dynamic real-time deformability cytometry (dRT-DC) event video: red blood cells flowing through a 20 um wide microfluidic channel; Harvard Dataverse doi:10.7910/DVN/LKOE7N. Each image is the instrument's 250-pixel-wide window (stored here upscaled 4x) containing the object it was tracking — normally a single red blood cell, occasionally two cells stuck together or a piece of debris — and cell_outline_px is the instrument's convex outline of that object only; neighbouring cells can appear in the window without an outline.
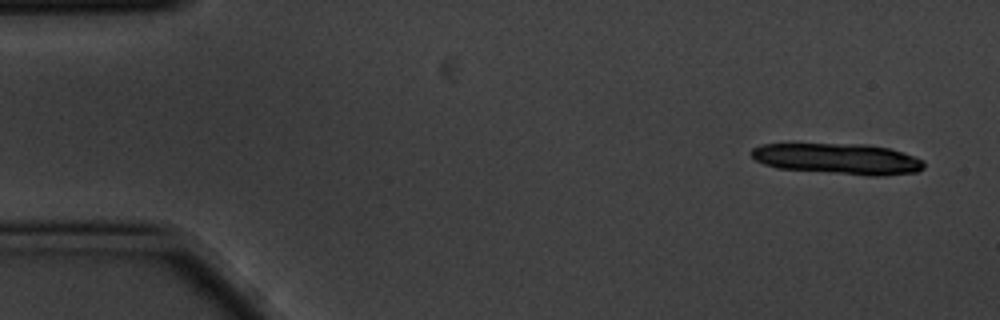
{"species": "common noctule bat (a hibernating species)", "species_latin": "Nyctalus noctula", "temperature_condition": "cold", "stored_images_in_passage": 4, "camera_frame_rate_fps": 3000, "um_per_image_px": 0.085, "animal": {"sex": "male", "body_mass_g": 20.1, "forearm_length_mm": 53.5}, "frame": {"image": 1, "passage_image": 1, "time_ms": 0.0, "image_size_px": [1000, 320], "cell_outline_px": [[924, 168], [916, 172], [880, 176], [868, 176], [776, 168], [764, 164], [756, 160], [752, 156], [752, 148], [760, 144], [868, 144], [888, 148], [924, 160]], "centroid_in_image_um": [71.22, 13.5], "position_along_channel_um": 13.8, "area_um2": 31.04}}